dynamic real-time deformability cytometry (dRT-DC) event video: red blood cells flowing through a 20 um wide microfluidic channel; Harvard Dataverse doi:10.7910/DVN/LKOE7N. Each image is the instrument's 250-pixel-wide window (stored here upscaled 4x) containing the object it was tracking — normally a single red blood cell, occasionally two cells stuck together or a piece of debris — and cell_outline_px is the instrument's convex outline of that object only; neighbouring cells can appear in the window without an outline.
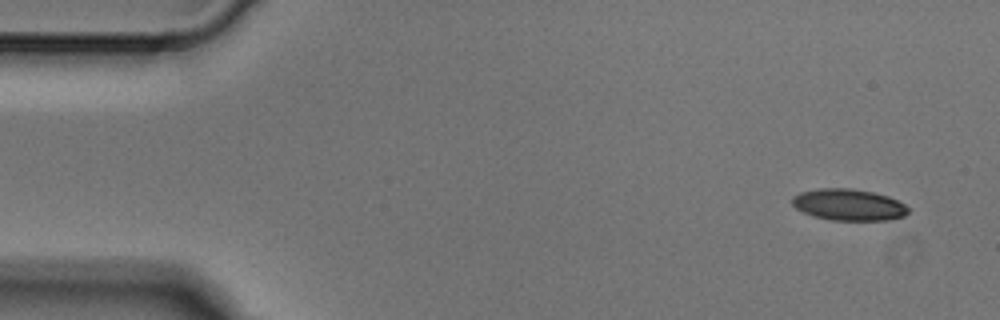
{"species": "Egyptian fruit bat (a non-hibernating species)", "species_latin": "Rousettus aegyptiacus", "temperature_condition": "cold", "stored_images_in_passage": 3, "camera_frame_rate_fps": 3000, "um_per_image_px": 0.085, "animal": {"sex": "male"}, "frame": {"image": 1, "passage_image": 1, "time_ms": 0.0, "image_size_px": [1000, 320], "cell_outline_px": [[908, 212], [904, 216], [888, 220], [832, 220], [816, 216], [804, 212], [796, 208], [792, 204], [792, 196], [800, 192], [820, 188], [852, 188], [872, 192], [888, 196], [904, 204], [908, 208]], "centroid_in_image_um": [72.13, 17.39], "position_along_channel_um": 12.9, "area_um2": 21.15}}